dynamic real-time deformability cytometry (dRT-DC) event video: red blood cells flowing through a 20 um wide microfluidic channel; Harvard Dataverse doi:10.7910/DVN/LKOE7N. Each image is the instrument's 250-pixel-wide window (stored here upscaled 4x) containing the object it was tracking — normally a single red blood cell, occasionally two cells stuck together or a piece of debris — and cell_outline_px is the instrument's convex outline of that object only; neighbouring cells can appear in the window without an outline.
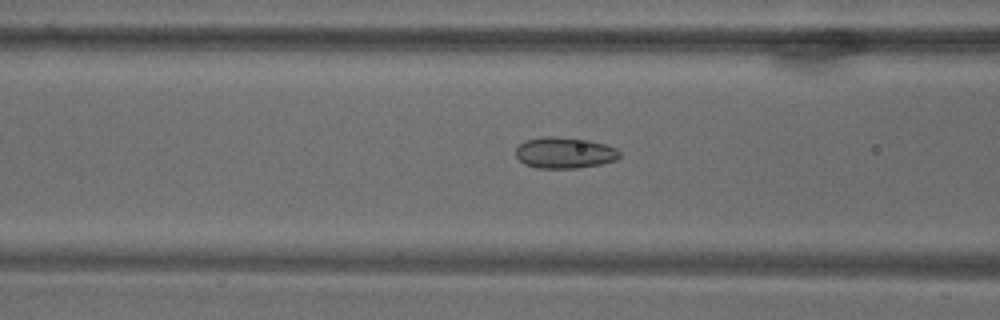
{"species": "common noctule bat (a hibernating species)", "species_latin": "Nyctalus noctula", "temperature_condition": "warm", "stored_images_in_passage": 72, "camera_frame_rate_fps": 3000, "um_per_image_px": 0.085, "animal": {"sex": "male", "body_mass_g": 18.8}, "frame": {"image": 1, "passage_image": 30, "time_ms": 9.667, "image_size_px": [1000, 320], "cell_outline_px": [[620, 156], [616, 160], [600, 164], [576, 168], [536, 168], [524, 164], [516, 156], [516, 148], [524, 140], [544, 136], [552, 136], [588, 140], [604, 144], [616, 148], [620, 152]], "centroid_in_image_um": [47.97, 12.98], "position_along_channel_um": 118.6, "area_um2": 18.84}}
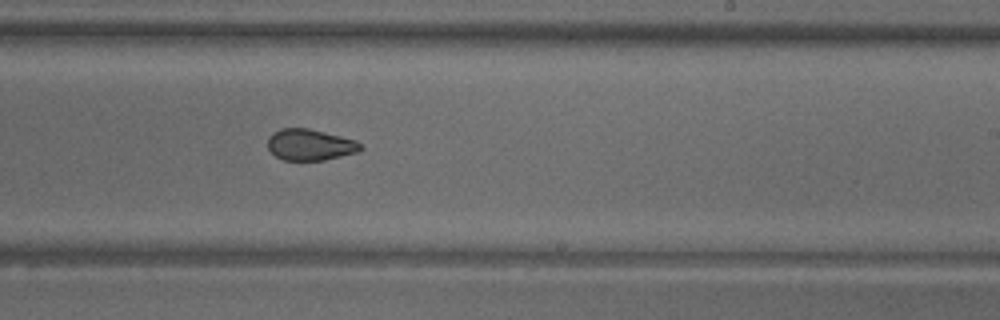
{"frame": {"image": 2, "passage_image": 45, "time_ms": 14.667, "image_size_px": [1000, 320], "cell_outline_px": [[364, 148], [356, 152], [324, 160], [284, 160], [276, 156], [268, 148], [268, 136], [272, 132], [280, 128], [308, 128], [356, 140]], "centroid_in_image_um": [26.32, 12.29], "position_along_channel_um": 262.7, "area_um2": 16.82}}
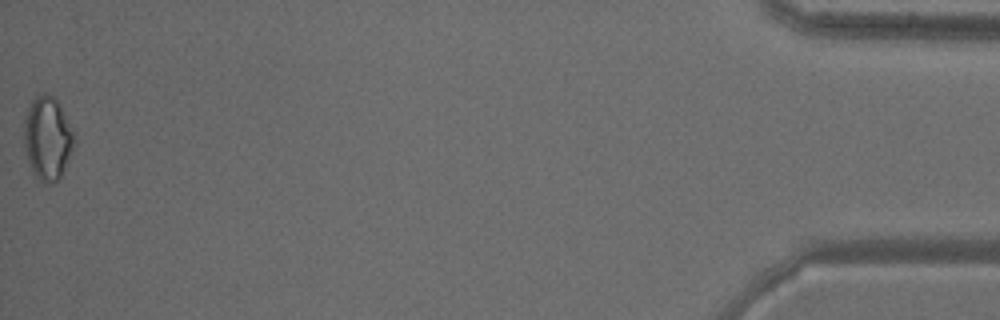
{"frame": {"image": 3, "passage_image": 72, "time_ms": 23.667, "image_size_px": [1000, 320], "cell_outline_px": [[76, 132], [72, 148], [60, 176], [52, 184], [44, 184], [32, 172], [24, 148], [24, 120], [28, 108], [32, 100], [36, 96], [44, 92], [52, 96], [56, 100]], "centroid_in_image_um": [4.03, 11.73], "position_along_channel_um": 431.2, "area_um2": 24.22}}